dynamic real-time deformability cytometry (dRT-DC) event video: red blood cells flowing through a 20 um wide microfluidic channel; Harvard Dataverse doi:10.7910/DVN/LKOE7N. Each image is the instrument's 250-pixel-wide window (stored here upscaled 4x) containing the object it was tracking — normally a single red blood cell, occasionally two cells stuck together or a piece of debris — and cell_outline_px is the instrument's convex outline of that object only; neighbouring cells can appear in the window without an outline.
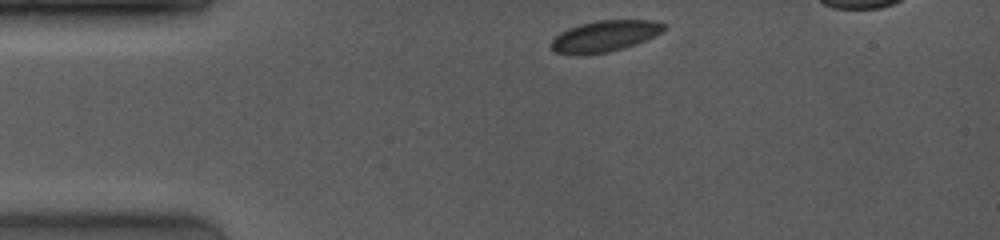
{"species": "common noctule bat (a hibernating species)", "species_latin": "Nyctalus noctula", "temperature_condition": "room temperature", "stored_images_in_passage": 19, "camera_frame_rate_fps": 4000, "um_per_image_px": 0.085, "animal": {"sex": "female", "body_mass_g": 19.0, "forearm_length_mm": 53.3}, "frame": {"image": 1, "passage_image": 1, "time_ms": 0.0, "image_size_px": [1000, 240], "cell_outline_px": [[668, 28], [636, 44], [624, 48], [608, 52], [580, 56], [572, 56], [552, 52], [548, 44], [560, 32], [568, 28], [580, 24], [596, 20], [652, 20], [668, 24]], "centroid_in_image_um": [51.33, 3.09], "position_along_channel_um": 33.7, "area_um2": 20.98}}
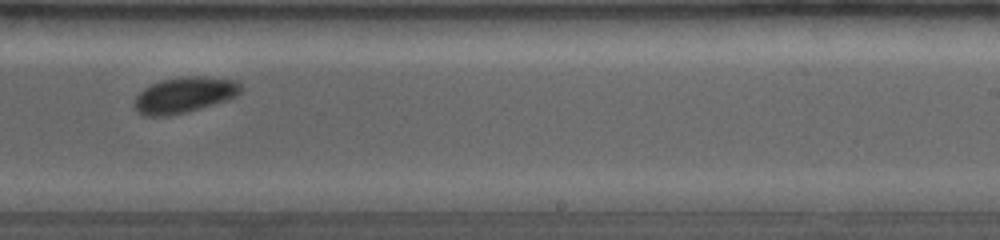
{"frame": {"image": 2, "passage_image": 10, "time_ms": 7.0, "image_size_px": [1000, 240], "cell_outline_px": [[244, 88], [236, 96], [228, 100], [188, 112], [168, 116], [144, 116], [136, 112], [132, 108], [136, 96], [144, 88], [160, 80], [184, 76], [204, 76], [236, 80]], "centroid_in_image_um": [15.66, 8.08], "position_along_channel_um": 273.3, "area_um2": 22.6}}
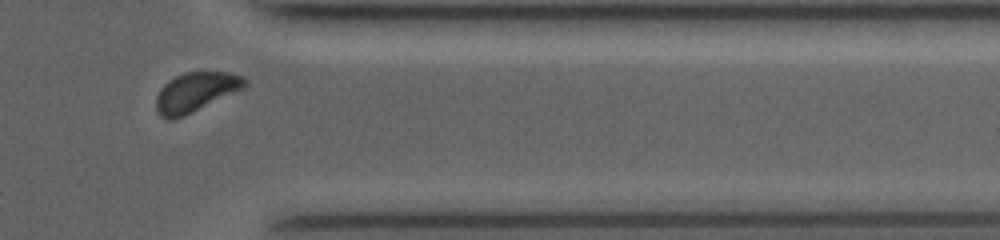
{"frame": {"image": 3, "passage_image": 16, "time_ms": 10.0, "image_size_px": [1000, 240], "cell_outline_px": [[248, 84], [244, 88], [184, 116], [172, 120], [168, 120], [160, 116], [156, 112], [156, 96], [160, 88], [168, 80], [184, 72], [232, 72], [244, 76], [248, 80]], "centroid_in_image_um": [16.63, 7.82], "position_along_channel_um": 394.8, "area_um2": 20.58}, "authors_computed_cell_mechanics": {"area_um2": 21.675, "velocity_mm_per_s": 4.0531, "shape_relaxation_time_tau1_ms": 1.8129, "shape_relaxation_time_tau2_ms": null, "deformation_change_tau1": 0.0481, "deformation_change_tau2": null}}